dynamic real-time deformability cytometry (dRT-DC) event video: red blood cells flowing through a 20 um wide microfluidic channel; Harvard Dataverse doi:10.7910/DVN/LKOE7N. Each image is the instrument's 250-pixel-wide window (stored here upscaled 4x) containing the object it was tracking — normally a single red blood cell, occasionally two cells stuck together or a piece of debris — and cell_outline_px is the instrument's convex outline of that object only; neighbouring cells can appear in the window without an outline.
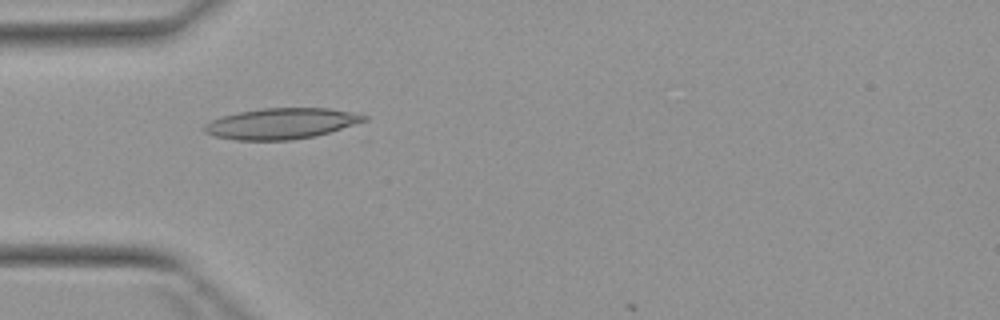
{"species": "Egyptian fruit bat (a non-hibernating species)", "species_latin": "Rousettus aegyptiacus", "temperature_condition": "warm", "stored_images_in_passage": 5, "camera_frame_rate_fps": 3000, "um_per_image_px": 0.085, "animal": {"sex": "female"}, "frame": {"image": 1, "passage_image": 4, "time_ms": 3.667, "image_size_px": [1000, 320], "cell_outline_px": [[368, 120], [316, 136], [292, 140], [236, 140], [212, 136], [204, 132], [200, 128], [204, 124], [212, 120], [224, 116], [240, 112], [260, 108], [328, 108], [352, 112], [368, 116]], "centroid_in_image_um": [23.88, 10.51], "position_along_channel_um": 61.1, "area_um2": 28.78}}
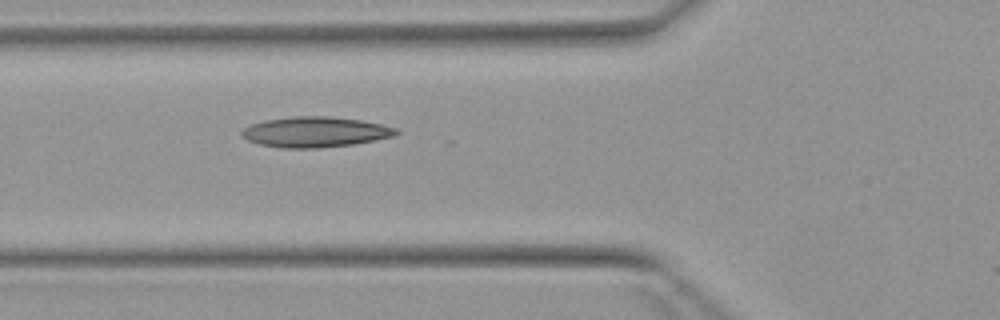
{"frame": {"image": 2, "passage_image": 5, "time_ms": 4.667, "image_size_px": [1000, 320], "cell_outline_px": [[400, 132], [396, 136], [352, 144], [316, 148], [280, 148], [260, 144], [248, 140], [240, 136], [240, 132], [244, 128], [252, 124], [264, 120], [292, 116], [332, 116], [364, 120], [400, 128]], "centroid_in_image_um": [26.83, 11.21], "position_along_channel_um": 99.0, "area_um2": 27.69}}